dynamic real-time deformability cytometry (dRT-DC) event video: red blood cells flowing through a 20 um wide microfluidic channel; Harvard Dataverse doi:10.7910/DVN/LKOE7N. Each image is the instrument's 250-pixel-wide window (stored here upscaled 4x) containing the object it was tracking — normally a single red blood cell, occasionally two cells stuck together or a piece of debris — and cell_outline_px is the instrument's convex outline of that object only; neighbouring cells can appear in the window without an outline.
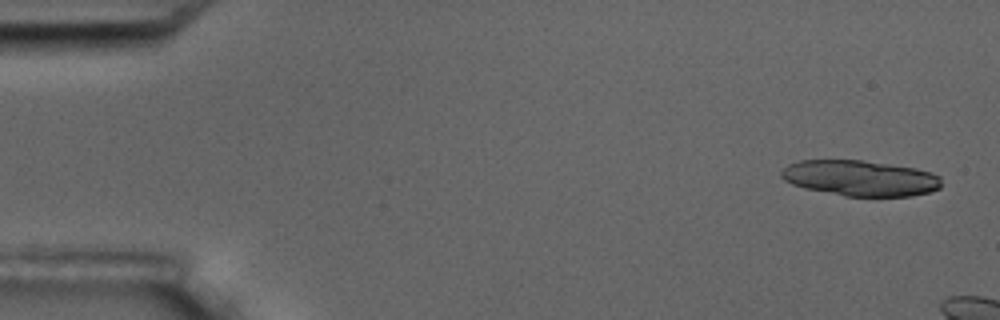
{"species": "common noctule bat (a hibernating species)", "species_latin": "Nyctalus noctula", "temperature_condition": "room temperature", "stored_images_in_passage": 3, "camera_frame_rate_fps": 3000, "um_per_image_px": 0.085, "animal": {"sex": "male", "body_mass_g": 17.5, "forearm_length_mm": 52.3}, "frame": {"image": 1, "passage_image": 1, "time_ms": 0.0, "image_size_px": [1000, 320], "cell_outline_px": [[940, 188], [928, 192], [912, 196], [844, 196], [804, 188], [792, 184], [784, 180], [780, 176], [780, 172], [788, 164], [800, 160], [860, 160], [916, 168], [932, 172], [940, 176]], "centroid_in_image_um": [73.1, 15.14], "position_along_channel_um": 11.9, "area_um2": 33.29}}